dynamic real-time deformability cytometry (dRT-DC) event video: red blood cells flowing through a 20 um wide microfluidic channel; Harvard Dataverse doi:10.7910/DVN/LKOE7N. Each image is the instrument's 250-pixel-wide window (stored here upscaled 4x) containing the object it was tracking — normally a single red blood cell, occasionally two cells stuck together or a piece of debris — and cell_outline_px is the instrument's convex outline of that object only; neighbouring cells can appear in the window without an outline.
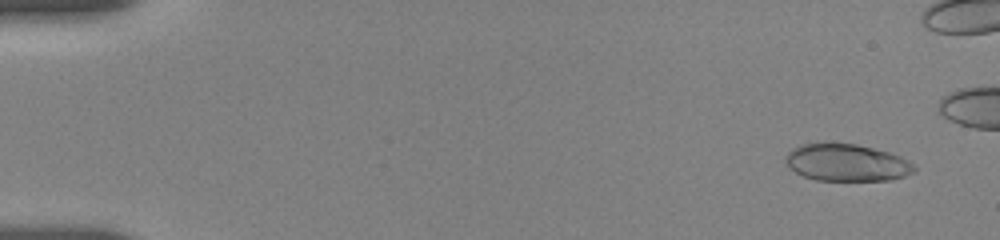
{"species": "human", "species_latin": "Homo sapiens", "temperature_condition": "room temperature", "stored_images_in_passage": 16, "camera_frame_rate_fps": 3000, "um_per_image_px": 0.085, "donor": {"sex": "female"}, "frame": {"image": 1, "passage_image": 3, "time_ms": 1.0, "image_size_px": [1000, 240], "cell_outline_px": [[916, 172], [892, 180], [816, 180], [804, 176], [796, 172], [784, 160], [784, 156], [792, 148], [804, 144], [824, 140], [856, 144], [888, 152], [900, 156], [908, 160], [916, 168]], "centroid_in_image_um": [71.95, 13.79], "position_along_channel_um": 13.0, "area_um2": 28.26}}
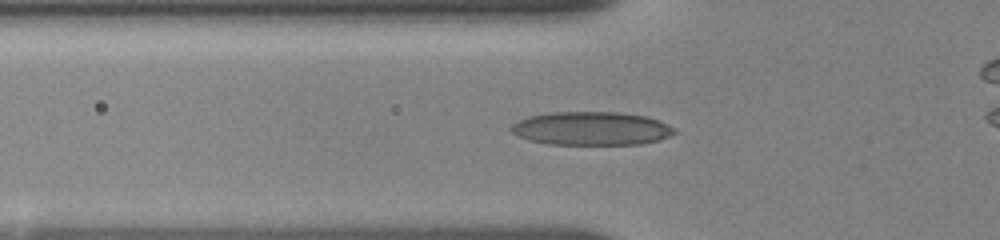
{"frame": {"image": 2, "passage_image": 13, "time_ms": 6.333, "image_size_px": [1000, 240], "cell_outline_px": [[676, 132], [668, 136], [656, 140], [640, 144], [548, 144], [528, 140], [516, 136], [508, 128], [512, 124], [528, 116], [548, 112], [620, 112], [648, 116], [660, 120], [676, 128]], "centroid_in_image_um": [50.25, 10.91], "position_along_channel_um": 75.6, "area_um2": 32.08}}